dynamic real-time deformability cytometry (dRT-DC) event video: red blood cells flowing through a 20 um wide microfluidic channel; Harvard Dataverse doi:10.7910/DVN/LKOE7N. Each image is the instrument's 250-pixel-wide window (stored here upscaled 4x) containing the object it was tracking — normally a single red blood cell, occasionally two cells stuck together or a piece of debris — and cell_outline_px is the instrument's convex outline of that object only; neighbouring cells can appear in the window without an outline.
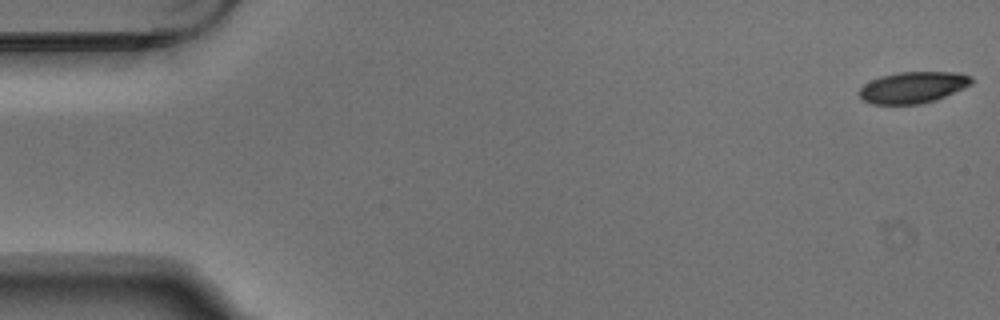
{"species": "Egyptian fruit bat (a non-hibernating species)", "species_latin": "Rousettus aegyptiacus", "temperature_condition": "warm", "stored_images_in_passage": 4, "camera_frame_rate_fps": 3000, "um_per_image_px": 0.085, "animal": {"sex": "male"}, "frame": {"image": 1, "passage_image": 1, "time_ms": 0.0, "image_size_px": [1000, 320], "cell_outline_px": [[972, 84], [964, 88], [936, 100], [920, 104], [872, 104], [864, 100], [860, 96], [860, 88], [864, 84], [880, 76], [900, 72], [960, 72], [972, 76]], "centroid_in_image_um": [77.64, 7.42], "position_along_channel_um": 7.4, "area_um2": 20.52}}
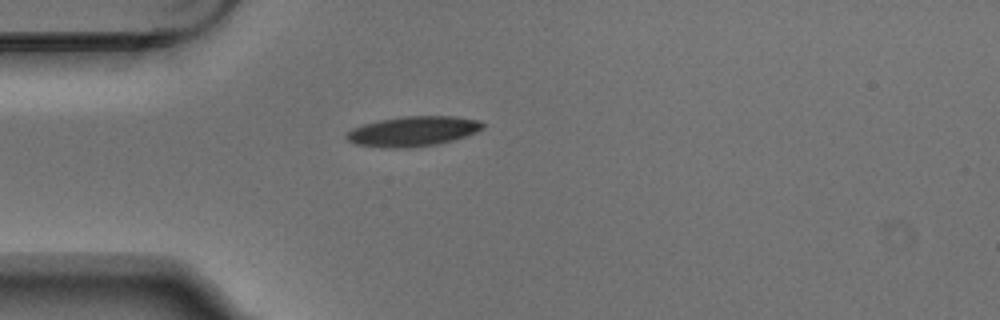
{"frame": {"image": 2, "passage_image": 4, "time_ms": 1.0, "image_size_px": [1000, 320], "cell_outline_px": [[484, 128], [476, 132], [452, 140], [436, 144], [408, 148], [384, 148], [356, 144], [348, 140], [344, 136], [344, 132], [352, 128], [364, 124], [380, 120], [404, 116], [452, 116], [480, 120], [484, 124]], "centroid_in_image_um": [35.07, 11.16], "position_along_channel_um": 49.9, "area_um2": 23.81}}